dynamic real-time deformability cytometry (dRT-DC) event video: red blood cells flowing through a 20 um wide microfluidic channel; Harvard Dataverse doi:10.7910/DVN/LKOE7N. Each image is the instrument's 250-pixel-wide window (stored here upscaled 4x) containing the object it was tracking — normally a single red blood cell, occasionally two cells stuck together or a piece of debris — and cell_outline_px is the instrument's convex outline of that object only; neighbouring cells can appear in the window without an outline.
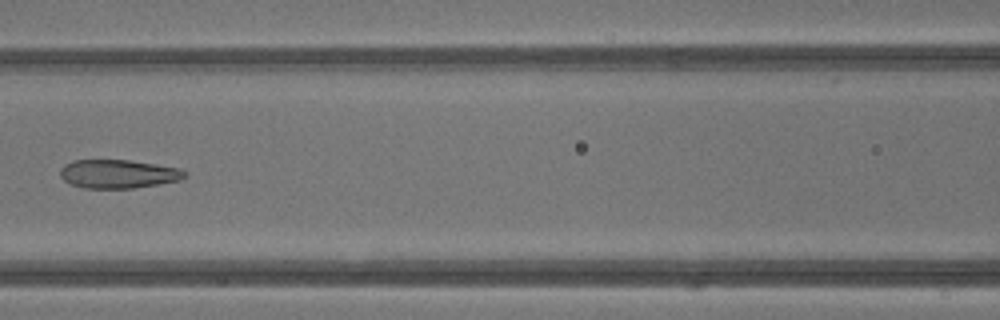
{"species": "common noctule bat (a hibernating species)", "species_latin": "Nyctalus noctula", "temperature_condition": "warm", "stored_images_in_passage": 18, "camera_frame_rate_fps": 3000, "um_per_image_px": 0.085, "animal": {"sex": "male", "body_mass_g": 13.3}, "frame": {"image": 1, "passage_image": 6, "time_ms": 1.667, "image_size_px": [1000, 320], "cell_outline_px": [[188, 176], [180, 180], [132, 188], [84, 188], [72, 184], [64, 180], [60, 176], [60, 168], [64, 164], [72, 160], [128, 160], [156, 164], [180, 168], [188, 172]], "centroid_in_image_um": [10.06, 14.77], "position_along_channel_um": 156.5, "area_um2": 20.81}}
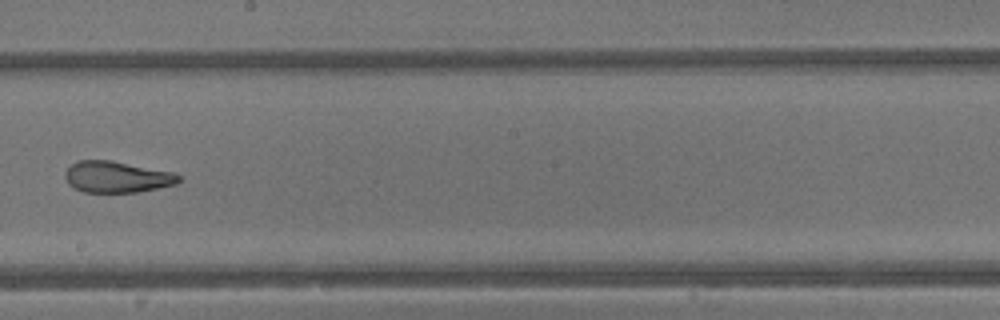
{"frame": {"image": 2, "passage_image": 11, "time_ms": 3.333, "image_size_px": [1000, 320], "cell_outline_px": [[180, 180], [176, 184], [160, 188], [140, 192], [84, 192], [72, 188], [68, 184], [64, 176], [64, 172], [72, 164], [80, 160], [112, 160], [172, 172], [180, 176]], "centroid_in_image_um": [9.91, 15.05], "position_along_channel_um": 238.3, "area_um2": 20.87}}
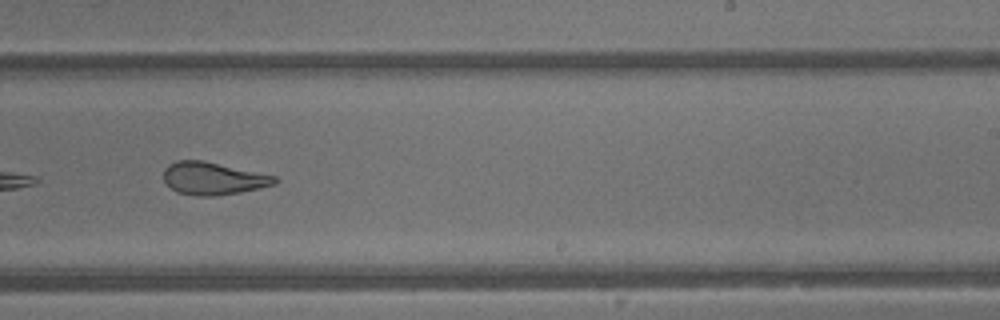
{"frame": {"image": 3, "passage_image": 13, "time_ms": 4.0, "image_size_px": [1000, 320], "cell_outline_px": [[276, 184], [240, 192], [216, 196], [196, 196], [176, 192], [164, 180], [164, 168], [168, 164], [176, 160], [204, 160], [276, 176]], "centroid_in_image_um": [18.09, 15.16], "position_along_channel_um": 270.9, "area_um2": 21.1}}